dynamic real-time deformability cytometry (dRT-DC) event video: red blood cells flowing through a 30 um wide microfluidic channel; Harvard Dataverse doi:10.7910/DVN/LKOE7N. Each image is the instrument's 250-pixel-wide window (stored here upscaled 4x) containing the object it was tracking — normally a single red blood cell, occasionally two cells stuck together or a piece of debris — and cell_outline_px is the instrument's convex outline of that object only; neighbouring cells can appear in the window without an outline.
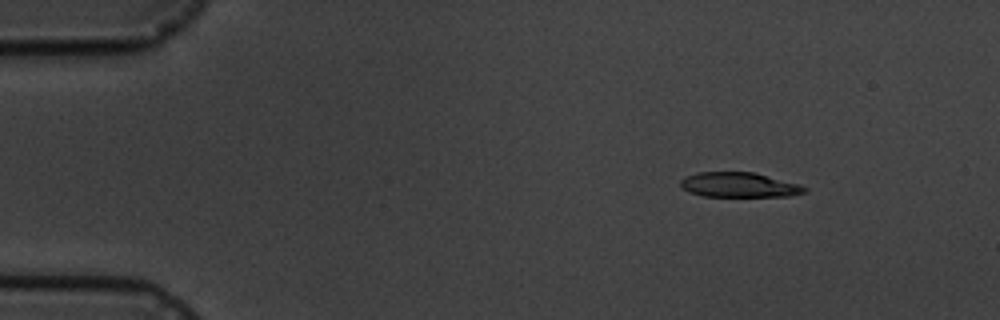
{"species": "common noctule bat (a hibernating species)", "species_latin": "Nyctalus noctula", "temperature_condition": "cold", "stored_images_in_passage": 11, "camera_frame_rate_fps": 3000, "um_per_image_px": 0.085, "animal": {"sex": "male", "body_mass_g": 19.5, "forearm_length_mm": 54.6}, "frame": {"image": 1, "passage_image": 2, "time_ms": 2.0, "image_size_px": [1000, 320], "cell_outline_px": [[808, 192], [788, 196], [704, 196], [688, 192], [680, 184], [680, 180], [684, 176], [700, 172], [756, 172], [800, 184], [808, 188]], "centroid_in_image_um": [62.86, 15.71], "position_along_channel_um": 22.1, "area_um2": 18.09}}
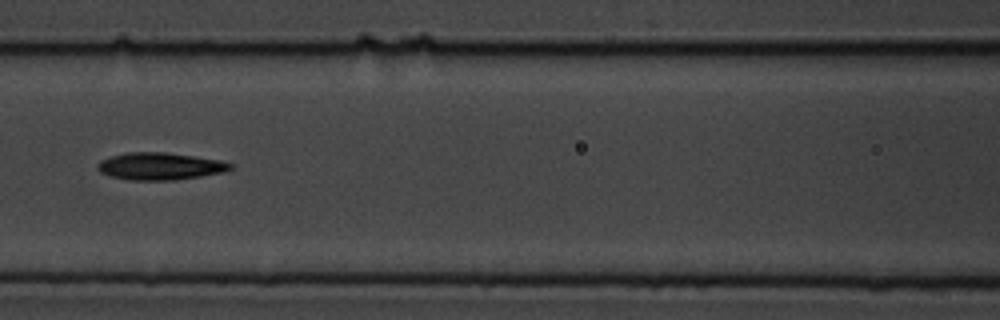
{"frame": {"image": 2, "passage_image": 7, "time_ms": 8.0, "image_size_px": [1000, 320], "cell_outline_px": [[232, 168], [224, 172], [176, 180], [128, 180], [112, 176], [100, 172], [96, 168], [96, 164], [100, 160], [112, 156], [128, 152], [164, 152], [220, 160], [232, 164]], "centroid_in_image_um": [13.57, 14.13], "position_along_channel_um": 153.0, "area_um2": 20.98}}
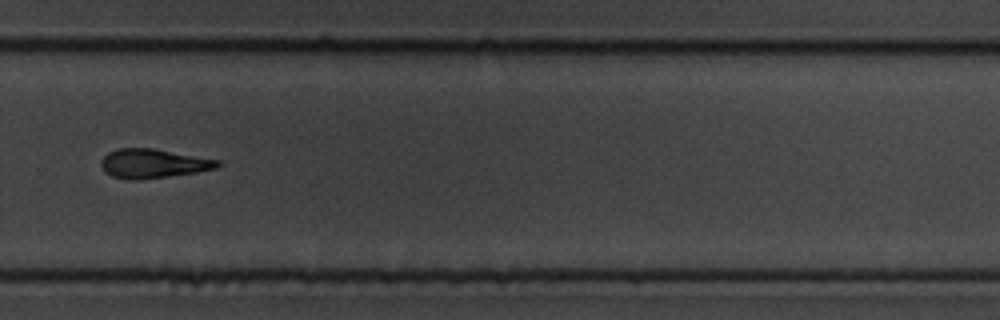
{"frame": {"image": 3, "passage_image": 11, "time_ms": 12.667, "image_size_px": [1000, 320], "cell_outline_px": [[220, 164], [216, 168], [196, 172], [140, 180], [128, 180], [112, 176], [104, 172], [100, 164], [100, 160], [108, 152], [116, 148], [152, 148], [220, 160]], "centroid_in_image_um": [12.96, 13.9], "position_along_channel_um": 316.8, "area_um2": 19.83}}